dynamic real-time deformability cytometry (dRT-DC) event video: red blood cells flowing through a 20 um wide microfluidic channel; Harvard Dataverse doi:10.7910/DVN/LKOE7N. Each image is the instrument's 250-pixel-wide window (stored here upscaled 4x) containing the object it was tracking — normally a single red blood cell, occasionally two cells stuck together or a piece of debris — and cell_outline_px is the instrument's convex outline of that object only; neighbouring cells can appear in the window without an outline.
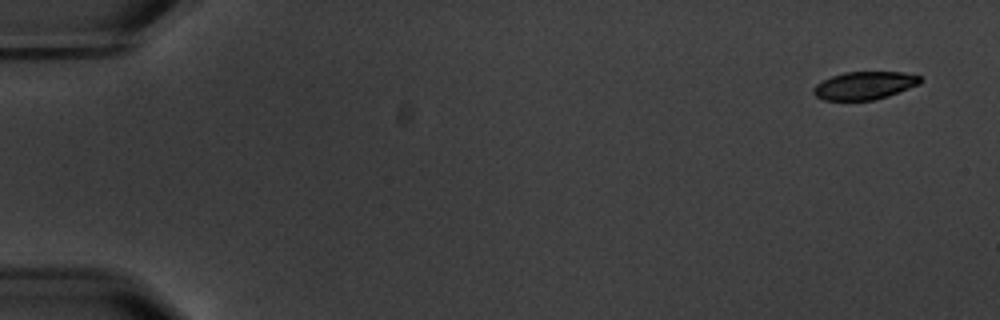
{"species": "common noctule bat (a hibernating species)", "species_latin": "Nyctalus noctula", "temperature_condition": "warm", "stored_images_in_passage": 3, "camera_frame_rate_fps": 3000, "um_per_image_px": 0.085, "animal": {"sex": "male", "body_mass_g": 20.1, "forearm_length_mm": 53.5}, "frame": {"image": 1, "passage_image": 1, "time_ms": 0.0, "image_size_px": [1000, 320], "cell_outline_px": [[920, 84], [888, 96], [872, 100], [824, 100], [816, 96], [812, 92], [812, 88], [816, 84], [832, 76], [844, 72], [904, 72], [920, 76]], "centroid_in_image_um": [73.47, 7.27], "position_along_channel_um": 11.5, "area_um2": 17.28}}